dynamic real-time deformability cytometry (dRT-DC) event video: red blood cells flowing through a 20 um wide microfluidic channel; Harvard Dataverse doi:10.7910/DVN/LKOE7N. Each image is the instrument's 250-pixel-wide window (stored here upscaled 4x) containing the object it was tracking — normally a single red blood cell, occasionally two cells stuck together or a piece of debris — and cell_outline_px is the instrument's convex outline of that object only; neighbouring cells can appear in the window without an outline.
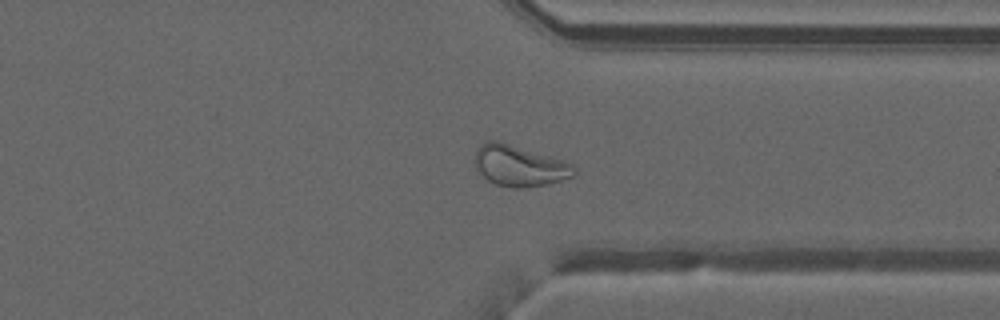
{"species": "common noctule bat (a hibernating species)", "species_latin": "Nyctalus noctula", "temperature_condition": "warm", "stored_images_in_passage": 35, "camera_frame_rate_fps": 3000, "um_per_image_px": 0.085, "animal": {"sex": "male", "forearm_length_mm": 52.5}, "frame": {"image": 1, "passage_image": 23, "time_ms": 7.333, "image_size_px": [1000, 320], "cell_outline_px": [[576, 172], [572, 176], [560, 180], [544, 184], [520, 188], [512, 188], [496, 184], [488, 180], [476, 168], [476, 152], [480, 144], [488, 140], [500, 140], [564, 160], [572, 164]], "centroid_in_image_um": [44.14, 14.06], "position_along_channel_um": 367.3, "area_um2": 23.52}}
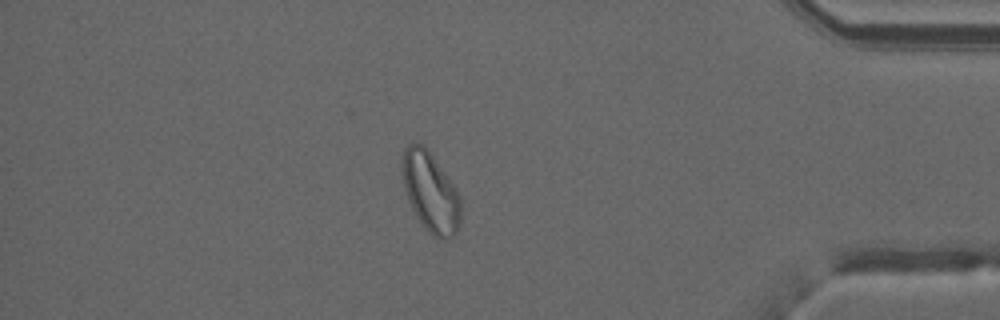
{"frame": {"image": 2, "passage_image": 28, "time_ms": 9.0, "image_size_px": [1000, 320], "cell_outline_px": [[460, 224], [456, 232], [452, 236], [440, 240], [432, 236], [428, 232], [412, 208], [408, 200], [404, 188], [400, 164], [400, 156], [404, 148], [408, 144], [424, 144], [428, 148], [460, 196]], "centroid_in_image_um": [36.56, 16.29], "position_along_channel_um": 398.6, "area_um2": 27.28}}
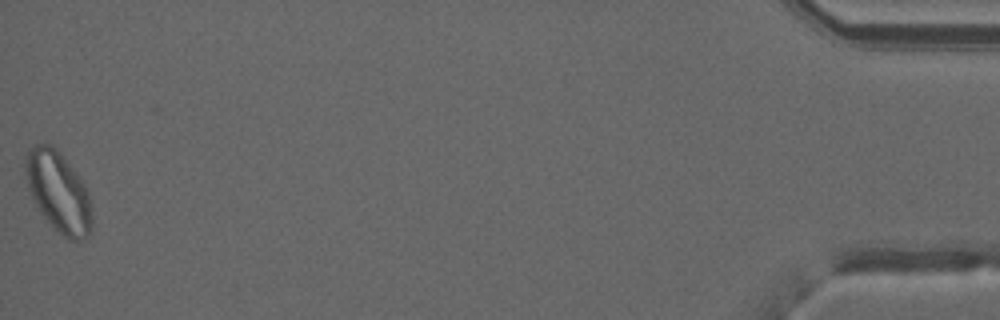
{"frame": {"image": 3, "passage_image": 35, "time_ms": 11.333, "image_size_px": [1000, 320], "cell_outline_px": [[92, 232], [88, 236], [80, 240], [68, 240], [40, 212], [28, 188], [24, 168], [24, 160], [28, 152], [36, 144], [52, 144], [84, 184], [88, 192], [92, 212]], "centroid_in_image_um": [4.97, 16.33], "position_along_channel_um": 430.2, "area_um2": 30.63}, "authors_computed_cell_mechanics": {"area_um2": 23.8136, "velocity_mm_per_s": 4.031, "shape_relaxation_time_tau1_ms": null, "shape_relaxation_time_tau2_ms": 1.6809, "deformation_change_tau1": null, "deformation_change_tau2": 0.0754}}